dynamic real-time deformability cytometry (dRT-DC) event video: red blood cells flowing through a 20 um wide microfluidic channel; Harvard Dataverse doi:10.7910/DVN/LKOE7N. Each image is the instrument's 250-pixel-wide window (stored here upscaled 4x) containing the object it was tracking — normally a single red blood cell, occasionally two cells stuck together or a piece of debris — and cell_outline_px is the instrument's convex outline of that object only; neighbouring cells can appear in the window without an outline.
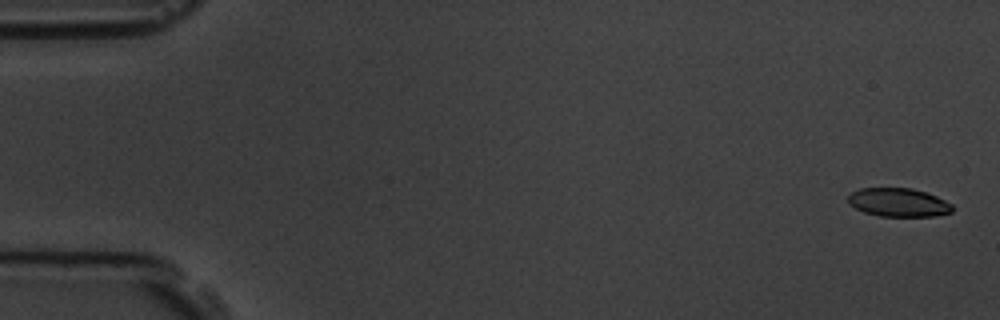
{"species": "common noctule bat (a hibernating species)", "species_latin": "Nyctalus noctula", "temperature_condition": "room temperature", "stored_images_in_passage": 57, "camera_frame_rate_fps": 3000, "um_per_image_px": 0.085, "animal": {"sex": "male", "body_mass_g": 19.5, "forearm_length_mm": 54.6}, "frame": {"image": 1, "passage_image": 2, "time_ms": 0.333, "image_size_px": [1000, 320], "cell_outline_px": [[952, 212], [936, 216], [880, 216], [864, 212], [848, 204], [848, 196], [852, 192], [860, 188], [912, 188], [936, 196], [952, 204]], "centroid_in_image_um": [76.35, 17.21], "position_along_channel_um": 8.6, "area_um2": 17.28}}
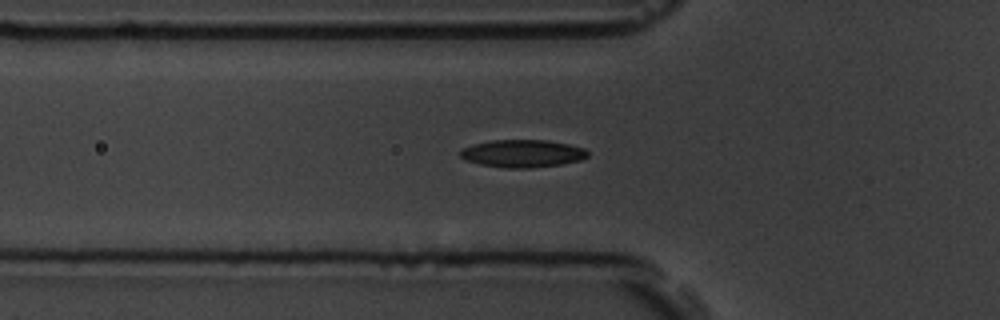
{"frame": {"image": 2, "passage_image": 20, "time_ms": 6.333, "image_size_px": [1000, 320], "cell_outline_px": [[588, 156], [580, 160], [560, 164], [532, 168], [504, 168], [480, 164], [464, 160], [460, 156], [460, 148], [472, 144], [492, 140], [548, 140], [568, 144], [584, 148], [588, 152]], "centroid_in_image_um": [44.37, 13.04], "position_along_channel_um": 81.4, "area_um2": 20.63}}
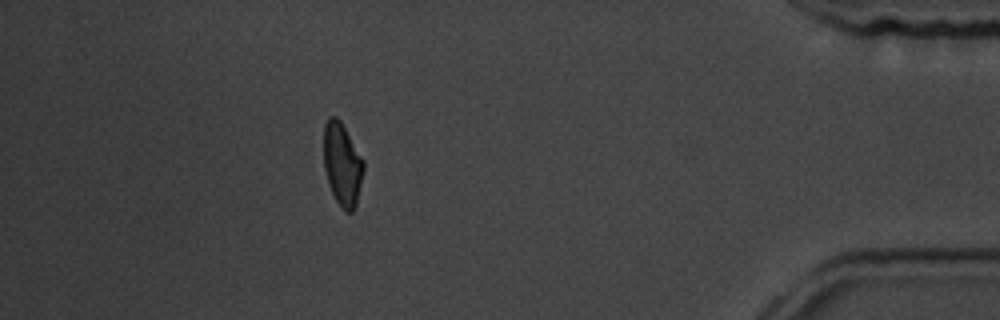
{"frame": {"image": 3, "passage_image": 51, "time_ms": 16.667, "image_size_px": [1000, 320], "cell_outline_px": [[364, 168], [356, 204], [352, 212], [344, 212], [340, 208], [332, 192], [324, 168], [324, 124], [328, 116], [336, 116], [340, 120], [364, 160]], "centroid_in_image_um": [29.09, 13.95], "position_along_channel_um": 406.1, "area_um2": 19.19}, "authors_computed_cell_mechanics": {"area_um2": 19.7098, "velocity_mm_per_s": 3.6237, "shape_relaxation_time_tau1_ms": 3.8839, "shape_relaxation_time_tau2_ms": 2.8554, "deformation_change_tau1": 0.1246, "deformation_change_tau2": 0.0771}}